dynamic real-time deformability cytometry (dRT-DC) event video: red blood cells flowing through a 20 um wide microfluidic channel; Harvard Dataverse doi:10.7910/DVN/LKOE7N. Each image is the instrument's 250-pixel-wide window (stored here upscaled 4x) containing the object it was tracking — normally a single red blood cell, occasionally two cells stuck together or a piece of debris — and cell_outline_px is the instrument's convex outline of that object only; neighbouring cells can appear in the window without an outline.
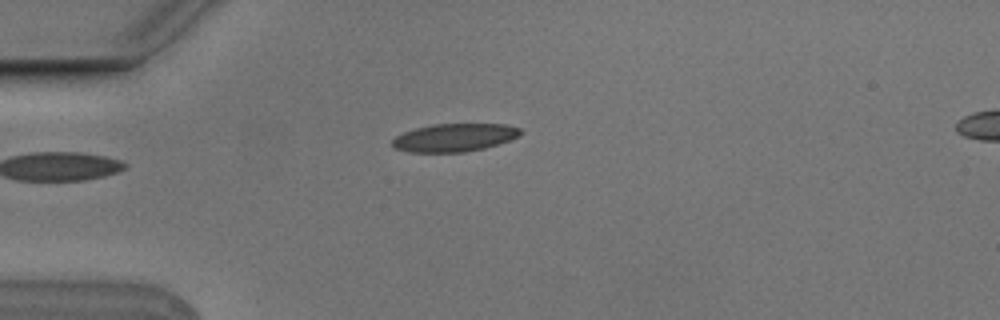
{"species": "Egyptian fruit bat (a non-hibernating species)", "species_latin": "Rousettus aegyptiacus", "temperature_condition": "cold", "stored_images_in_passage": 5, "camera_frame_rate_fps": 3000, "um_per_image_px": 0.085, "animal": {"sex": "male"}, "frame": {"image": 1, "passage_image": 5, "time_ms": 1.333, "image_size_px": [1000, 320], "cell_outline_px": [[524, 132], [508, 140], [484, 148], [464, 152], [408, 152], [392, 148], [392, 140], [396, 136], [404, 132], [416, 128], [432, 124], [508, 124], [520, 128]], "centroid_in_image_um": [38.59, 11.69], "position_along_channel_um": 46.4, "area_um2": 20.87}}